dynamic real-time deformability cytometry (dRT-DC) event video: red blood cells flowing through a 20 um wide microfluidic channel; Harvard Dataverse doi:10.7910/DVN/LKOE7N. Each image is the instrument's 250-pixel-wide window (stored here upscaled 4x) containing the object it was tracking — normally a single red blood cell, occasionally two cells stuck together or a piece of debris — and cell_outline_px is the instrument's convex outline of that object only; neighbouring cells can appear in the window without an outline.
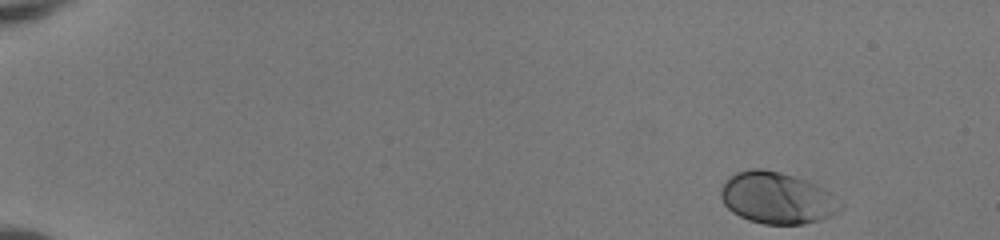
{"species": "human", "species_latin": "Homo sapiens", "temperature_condition": "room temperature", "stored_images_in_passage": 48, "camera_frame_rate_fps": 3000, "um_per_image_px": 0.085, "donor": {"sex": "female"}, "frame": {"image": 1, "passage_image": 1, "time_ms": 0.0, "image_size_px": [1000, 240], "cell_outline_px": [[844, 208], [832, 216], [820, 220], [804, 224], [764, 224], [748, 220], [732, 212], [724, 204], [720, 196], [720, 188], [724, 180], [728, 176], [736, 172], [752, 168], [760, 168], [780, 172], [808, 180], [824, 188], [844, 204]], "centroid_in_image_um": [66.05, 16.82], "position_along_channel_um": 18.9, "area_um2": 36.47}}
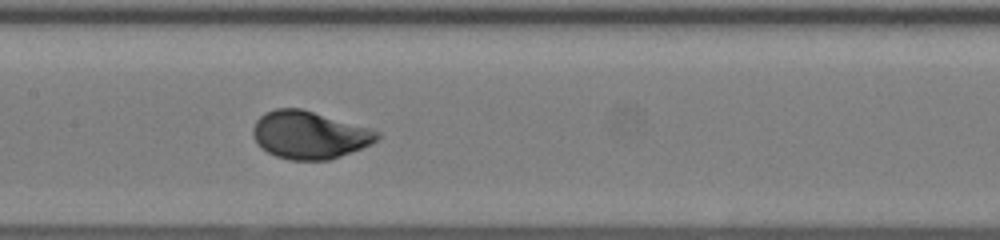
{"frame": {"image": 2, "passage_image": 24, "time_ms": 7.667, "image_size_px": [1000, 240], "cell_outline_px": [[380, 136], [372, 144], [340, 156], [328, 160], [292, 160], [276, 156], [260, 148], [252, 136], [252, 128], [256, 120], [264, 112], [276, 108], [300, 108], [372, 128], [380, 132]], "centroid_in_image_um": [26.28, 11.46], "position_along_channel_um": 181.1, "area_um2": 34.68}}
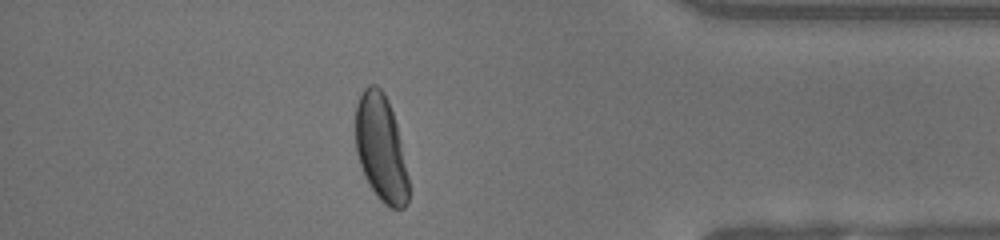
{"frame": {"image": 3, "passage_image": 42, "time_ms": 13.667, "image_size_px": [1000, 240], "cell_outline_px": [[408, 204], [404, 208], [392, 208], [384, 204], [376, 196], [364, 176], [356, 152], [356, 104], [364, 88], [368, 84], [376, 84], [384, 92], [388, 100], [396, 124], [408, 176]], "centroid_in_image_um": [32.37, 12.6], "position_along_channel_um": 402.8, "area_um2": 32.83}, "authors_computed_cell_mechanics": {"area_um2": 34.1309, "velocity_mm_per_s": 4.0805, "shape_relaxation_time_tau1_ms": 2.3171, "shape_relaxation_time_tau2_ms": null, "deformation_change_tau1": 0.144, "deformation_change_tau2": null}}